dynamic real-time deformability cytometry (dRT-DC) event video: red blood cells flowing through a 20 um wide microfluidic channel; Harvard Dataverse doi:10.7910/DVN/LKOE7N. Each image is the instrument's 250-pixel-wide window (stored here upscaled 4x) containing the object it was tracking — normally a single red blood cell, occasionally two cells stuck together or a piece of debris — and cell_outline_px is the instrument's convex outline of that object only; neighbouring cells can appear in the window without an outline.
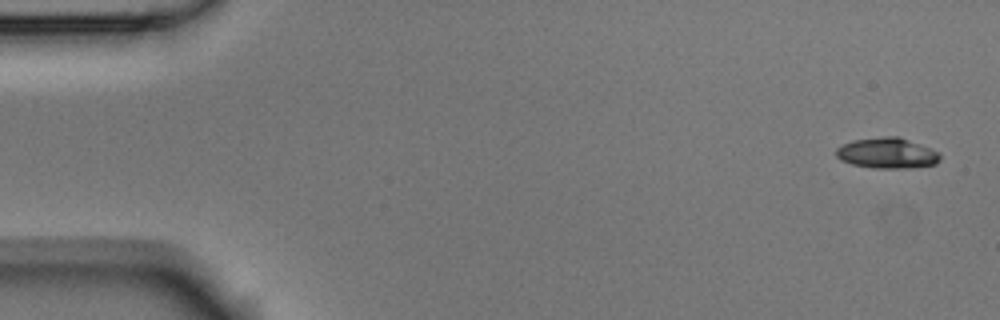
{"species": "Egyptian fruit bat (a non-hibernating species)", "species_latin": "Rousettus aegyptiacus", "temperature_condition": "room temperature", "stored_images_in_passage": 6, "segment_of_instrument_passage": [1, 2], "camera_frame_rate_fps": 3000, "um_per_image_px": 0.085, "animal": {"sex": "male"}, "frame": {"image": 1, "passage_image": 1, "time_ms": 0.0, "image_size_px": [1000, 320], "cell_outline_px": [[940, 160], [936, 164], [912, 168], [872, 168], [852, 164], [840, 160], [836, 156], [836, 148], [852, 140], [884, 136], [900, 136], [940, 152]], "centroid_in_image_um": [75.42, 13.01], "position_along_channel_um": 9.6, "area_um2": 18.73}}
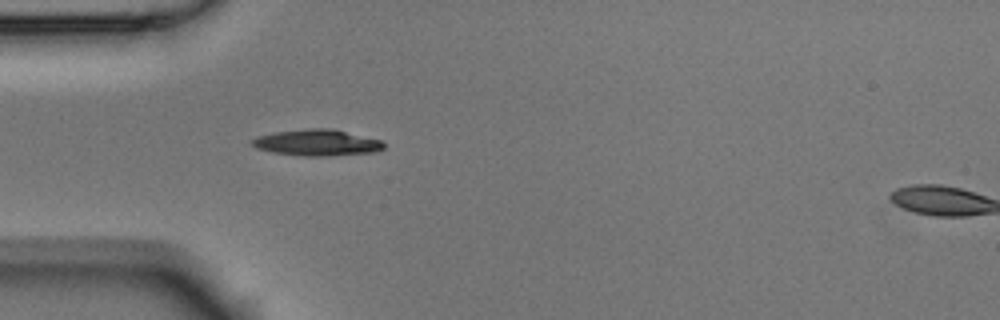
{"frame": {"image": 2, "passage_image": 5, "time_ms": 1.333, "image_size_px": [1000, 320], "cell_outline_px": [[384, 148], [372, 152], [324, 156], [304, 156], [272, 152], [256, 148], [252, 144], [252, 140], [256, 136], [272, 132], [308, 128], [332, 128], [380, 140], [384, 144]], "centroid_in_image_um": [26.89, 12.11], "position_along_channel_um": 58.1, "area_um2": 20.06}}